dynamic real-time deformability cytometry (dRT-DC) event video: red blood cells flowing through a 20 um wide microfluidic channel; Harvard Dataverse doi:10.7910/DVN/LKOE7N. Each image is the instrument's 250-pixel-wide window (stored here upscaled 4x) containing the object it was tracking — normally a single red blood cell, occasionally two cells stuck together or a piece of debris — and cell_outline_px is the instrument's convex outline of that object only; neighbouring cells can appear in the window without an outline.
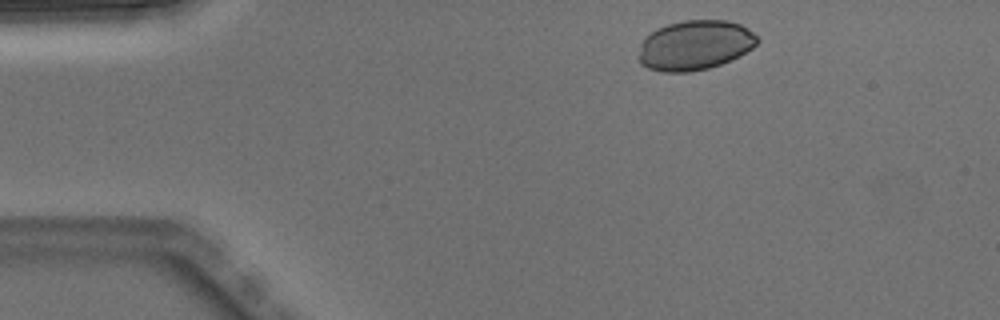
{"species": "Egyptian fruit bat (a non-hibernating species)", "species_latin": "Rousettus aegyptiacus", "temperature_condition": "warm", "stored_images_in_passage": 4, "segment_of_instrument_passage": [1, 2], "camera_frame_rate_fps": 3000, "um_per_image_px": 0.085, "animal": {"sex": "male"}, "frame": {"image": 1, "passage_image": 1, "time_ms": 0.0, "image_size_px": [1000, 320], "cell_outline_px": [[760, 40], [752, 48], [720, 64], [708, 68], [688, 72], [664, 72], [648, 68], [640, 64], [640, 44], [644, 36], [668, 24], [684, 20], [728, 20], [740, 24], [752, 32]], "centroid_in_image_um": [59.04, 3.84], "position_along_channel_um": 26.0, "area_um2": 34.04}}
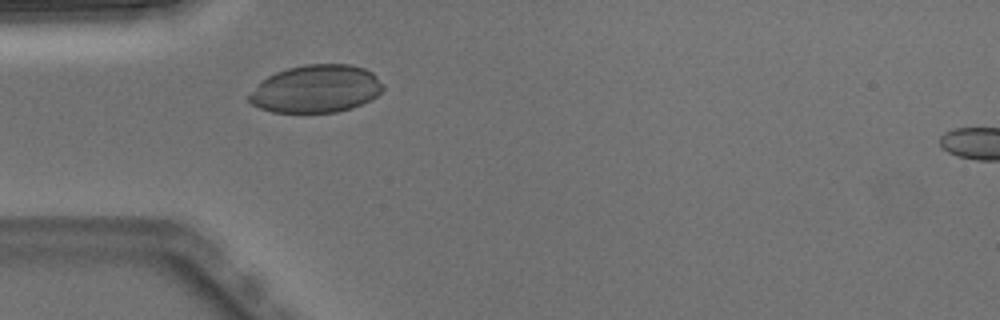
{"frame": {"image": 2, "passage_image": 3, "time_ms": 0.667, "image_size_px": [1000, 320], "cell_outline_px": [[384, 88], [376, 96], [352, 108], [336, 112], [272, 112], [260, 108], [252, 104], [248, 100], [248, 96], [268, 76], [276, 72], [288, 68], [304, 64], [352, 64], [364, 68], [372, 72], [384, 84]], "centroid_in_image_um": [26.9, 7.54], "position_along_channel_um": 58.1, "area_um2": 36.99}}